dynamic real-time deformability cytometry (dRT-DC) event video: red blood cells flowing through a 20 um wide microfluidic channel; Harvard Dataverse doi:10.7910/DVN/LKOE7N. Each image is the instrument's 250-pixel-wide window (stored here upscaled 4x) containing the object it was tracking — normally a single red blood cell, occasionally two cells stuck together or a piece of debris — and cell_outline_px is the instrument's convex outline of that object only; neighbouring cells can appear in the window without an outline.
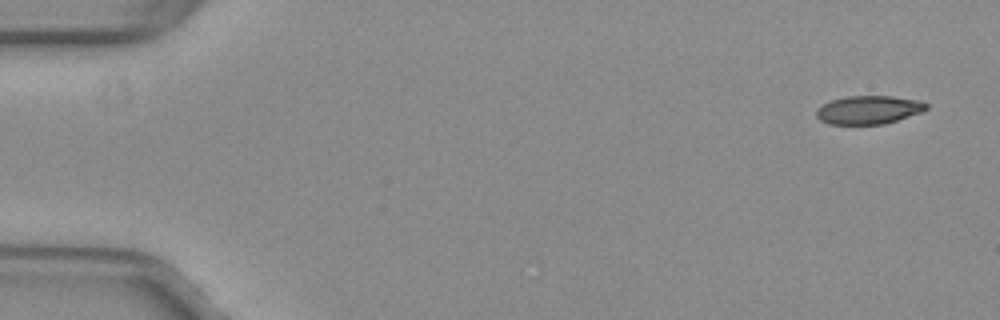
{"species": "common noctule bat (a hibernating species)", "species_latin": "Nyctalus noctula", "temperature_condition": "warm", "stored_images_in_passage": 16, "camera_frame_rate_fps": 3000, "um_per_image_px": 0.085, "animal": {"sex": "female", "body_mass_g": 29.2, "forearm_length_mm": 56.3}, "frame": {"image": 1, "passage_image": 1, "time_ms": 0.0, "image_size_px": [1000, 320], "cell_outline_px": [[928, 108], [920, 112], [884, 124], [828, 124], [820, 120], [816, 116], [816, 108], [832, 100], [848, 96], [892, 96], [920, 100], [928, 104]], "centroid_in_image_um": [73.82, 9.33], "position_along_channel_um": 11.2, "area_um2": 18.09}}
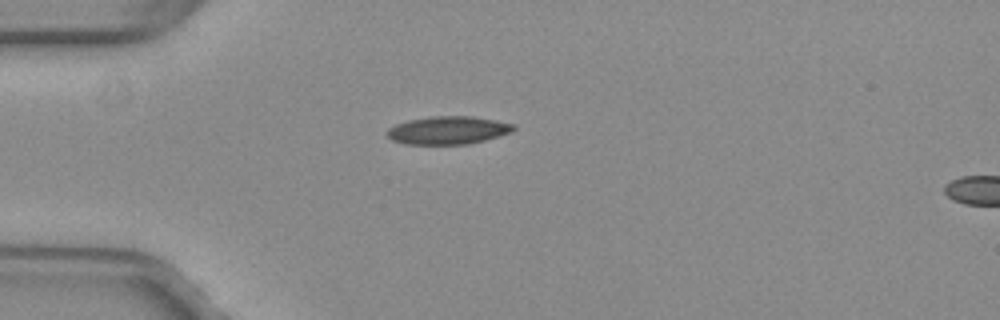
{"frame": {"image": 2, "passage_image": 13, "time_ms": 4.0, "image_size_px": [1000, 320], "cell_outline_px": [[516, 128], [512, 132], [484, 140], [468, 144], [408, 144], [392, 140], [388, 136], [388, 128], [396, 124], [408, 120], [432, 116], [472, 116], [496, 120], [516, 124]], "centroid_in_image_um": [38.12, 11.06], "position_along_channel_um": 46.9, "area_um2": 20.58}}